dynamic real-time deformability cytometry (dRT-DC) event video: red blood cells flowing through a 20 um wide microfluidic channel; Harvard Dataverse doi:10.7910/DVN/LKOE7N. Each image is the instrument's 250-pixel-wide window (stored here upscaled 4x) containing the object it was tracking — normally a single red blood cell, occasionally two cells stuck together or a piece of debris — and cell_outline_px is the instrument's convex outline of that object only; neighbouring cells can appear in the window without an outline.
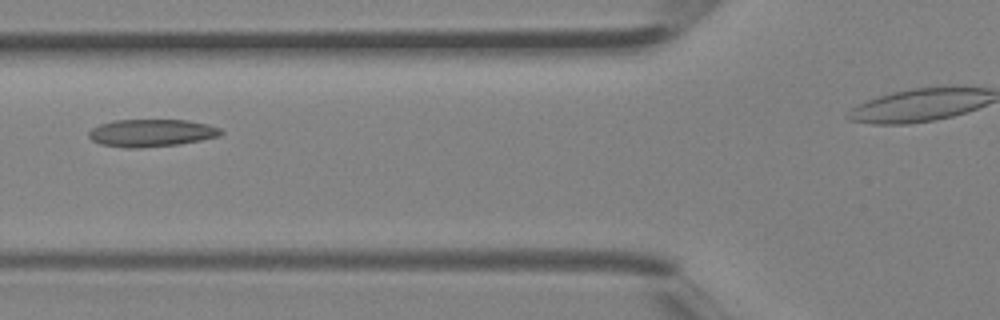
{"species": "Egyptian fruit bat (a non-hibernating species)", "species_latin": "Rousettus aegyptiacus", "temperature_condition": "room temperature", "stored_images_in_passage": 4, "segment_of_instrument_passage": [1, 2], "camera_frame_rate_fps": 3000, "um_per_image_px": 0.085, "animal": {"sex": "female"}, "frame": {"image": 1, "passage_image": 3, "time_ms": 0.667, "image_size_px": [1000, 320], "cell_outline_px": [[224, 132], [220, 136], [180, 144], [136, 148], [124, 148], [100, 144], [92, 140], [88, 136], [88, 132], [92, 128], [100, 124], [112, 120], [188, 120], [208, 124], [220, 128]], "centroid_in_image_um": [12.86, 11.3], "position_along_channel_um": 112.9, "area_um2": 21.27}}